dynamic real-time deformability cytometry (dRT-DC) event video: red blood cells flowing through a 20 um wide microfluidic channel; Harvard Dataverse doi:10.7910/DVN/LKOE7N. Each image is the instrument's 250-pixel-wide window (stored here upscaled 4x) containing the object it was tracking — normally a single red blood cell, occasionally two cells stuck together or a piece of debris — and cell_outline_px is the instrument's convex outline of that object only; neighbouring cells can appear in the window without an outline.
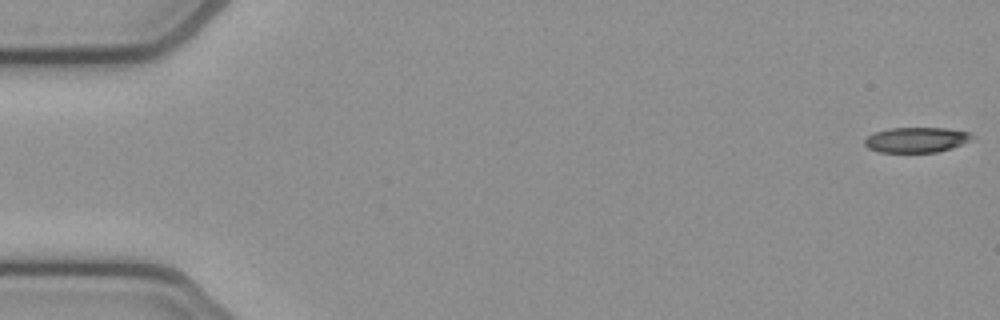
{"species": "common noctule bat (a hibernating species)", "species_latin": "Nyctalus noctula", "temperature_condition": "cold", "stored_images_in_passage": 53, "camera_frame_rate_fps": 3000, "um_per_image_px": 0.085, "animal": {"sex": "female", "body_mass_g": 21.9}, "frame": {"image": 1, "passage_image": 1, "time_ms": 0.0, "image_size_px": [1000, 320], "cell_outline_px": [[976, 140], [952, 148], [936, 152], [880, 152], [868, 148], [864, 144], [864, 140], [868, 136], [876, 132], [888, 128], [944, 128], [968, 132], [976, 136]], "centroid_in_image_um": [77.96, 11.89], "position_along_channel_um": 7.0, "area_um2": 15.95}}
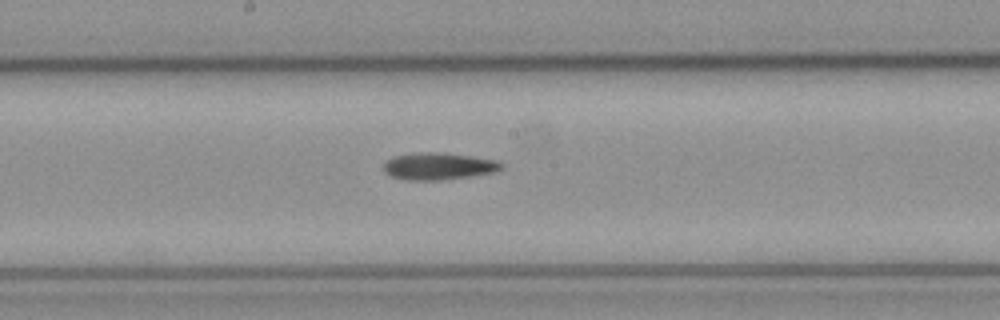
{"frame": {"image": 2, "passage_image": 28, "time_ms": 9.0, "image_size_px": [1000, 320], "cell_outline_px": [[504, 168], [492, 172], [472, 176], [440, 180], [404, 180], [392, 176], [384, 172], [384, 164], [388, 160], [396, 156], [420, 152], [436, 152], [468, 156], [496, 160], [504, 164]], "centroid_in_image_um": [37.28, 14.14], "position_along_channel_um": 210.9, "area_um2": 18.32}}
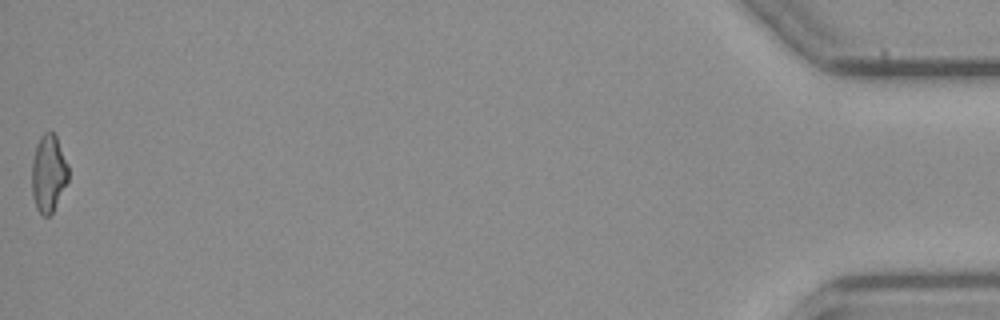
{"frame": {"image": 3, "passage_image": 53, "time_ms": 17.333, "image_size_px": [1000, 320], "cell_outline_px": [[68, 180], [52, 212], [48, 216], [44, 216], [36, 208], [32, 196], [32, 160], [36, 144], [40, 136], [44, 132], [52, 132], [56, 136], [68, 164]], "centroid_in_image_um": [4.11, 14.72], "position_along_channel_um": 431.1, "area_um2": 16.36}}